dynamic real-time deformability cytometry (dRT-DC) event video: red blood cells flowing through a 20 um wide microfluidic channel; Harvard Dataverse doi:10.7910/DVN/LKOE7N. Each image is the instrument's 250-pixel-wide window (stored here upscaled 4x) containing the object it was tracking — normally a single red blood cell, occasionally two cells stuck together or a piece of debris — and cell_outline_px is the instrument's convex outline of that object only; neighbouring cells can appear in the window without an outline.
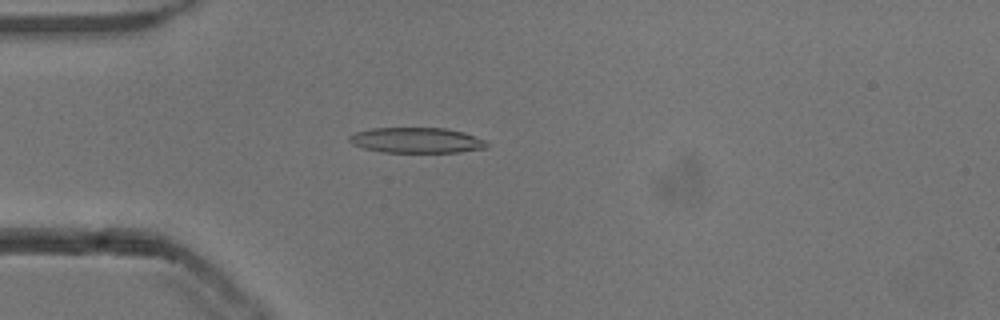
{"species": "common noctule bat (a hibernating species)", "species_latin": "Nyctalus noctula", "temperature_condition": "cold", "stored_images_in_passage": 21, "camera_frame_rate_fps": 3000, "um_per_image_px": 0.085, "animal": {"sex": "male", "body_mass_g": 13.3}, "frame": {"image": 1, "passage_image": 2, "time_ms": 0.333, "image_size_px": [1000, 320], "cell_outline_px": [[488, 148], [460, 152], [380, 152], [364, 148], [352, 144], [348, 140], [348, 136], [356, 132], [372, 128], [444, 128], [464, 132], [484, 140], [488, 144]], "centroid_in_image_um": [35.4, 11.93], "position_along_channel_um": 49.6, "area_um2": 20.4}}
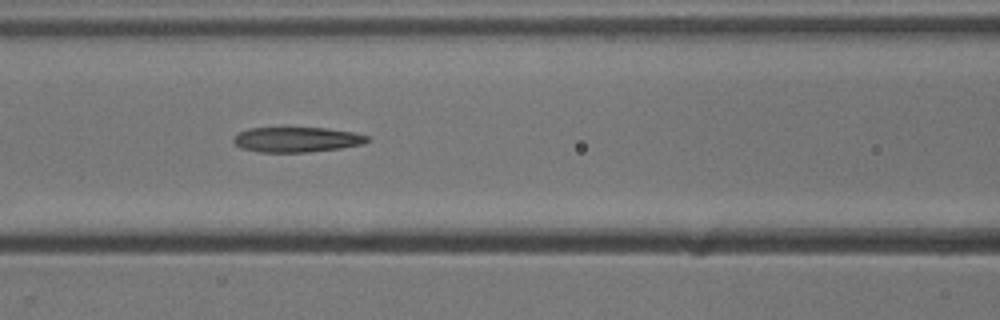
{"frame": {"image": 2, "passage_image": 10, "time_ms": 3.0, "image_size_px": [1000, 320], "cell_outline_px": [[372, 140], [364, 144], [340, 148], [308, 152], [260, 152], [240, 148], [232, 140], [240, 132], [248, 128], [328, 128], [352, 132], [368, 136]], "centroid_in_image_um": [25.26, 11.86], "position_along_channel_um": 141.3, "area_um2": 19.54}}
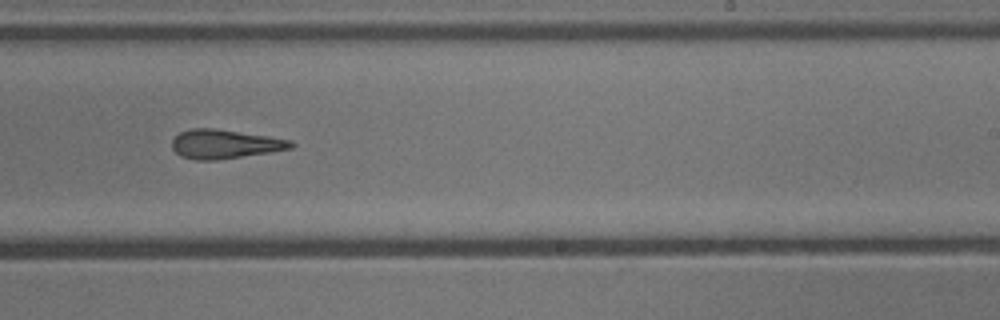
{"frame": {"image": 3, "passage_image": 20, "time_ms": 6.333, "image_size_px": [1000, 320], "cell_outline_px": [[296, 144], [292, 148], [220, 160], [196, 160], [180, 156], [172, 148], [172, 140], [180, 132], [192, 128], [212, 128], [292, 140]], "centroid_in_image_um": [19.08, 12.25], "position_along_channel_um": 269.9, "area_um2": 19.94}}